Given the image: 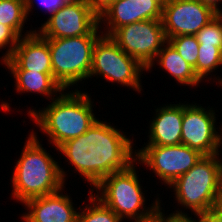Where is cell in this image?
I'll list each match as a JSON object with an SVG mask.
<instances>
[{"instance_id": "cell-1", "label": "cell", "mask_w": 222, "mask_h": 222, "mask_svg": "<svg viewBox=\"0 0 222 222\" xmlns=\"http://www.w3.org/2000/svg\"><path fill=\"white\" fill-rule=\"evenodd\" d=\"M125 133L98 118L84 134L64 142L56 151L92 190L106 176L126 170L136 161V144Z\"/></svg>"}, {"instance_id": "cell-2", "label": "cell", "mask_w": 222, "mask_h": 222, "mask_svg": "<svg viewBox=\"0 0 222 222\" xmlns=\"http://www.w3.org/2000/svg\"><path fill=\"white\" fill-rule=\"evenodd\" d=\"M30 130L19 159H15L17 162L10 179L13 189L11 197L22 204L28 199L61 190L67 185L65 181L69 177V170H64L61 163L43 147L38 131Z\"/></svg>"}, {"instance_id": "cell-3", "label": "cell", "mask_w": 222, "mask_h": 222, "mask_svg": "<svg viewBox=\"0 0 222 222\" xmlns=\"http://www.w3.org/2000/svg\"><path fill=\"white\" fill-rule=\"evenodd\" d=\"M94 101L81 89L64 90L44 108L29 107L27 114L35 127L49 137L48 144L58 149L64 142L84 134L97 121Z\"/></svg>"}, {"instance_id": "cell-4", "label": "cell", "mask_w": 222, "mask_h": 222, "mask_svg": "<svg viewBox=\"0 0 222 222\" xmlns=\"http://www.w3.org/2000/svg\"><path fill=\"white\" fill-rule=\"evenodd\" d=\"M136 165L140 166L135 161L126 170L106 176L90 190L94 192L95 189L93 195L118 215L123 222L124 219L132 220V222L152 221L162 206V200L157 196L154 201H151V204L145 205L148 204L146 203L148 201L144 192L148 190H145L140 184L142 179L139 178Z\"/></svg>"}, {"instance_id": "cell-5", "label": "cell", "mask_w": 222, "mask_h": 222, "mask_svg": "<svg viewBox=\"0 0 222 222\" xmlns=\"http://www.w3.org/2000/svg\"><path fill=\"white\" fill-rule=\"evenodd\" d=\"M168 188L173 190L171 192H174L172 194L177 206L182 208L174 207L178 210L170 213L171 215L192 216L213 209L220 202L221 195V162L217 154L203 155Z\"/></svg>"}, {"instance_id": "cell-6", "label": "cell", "mask_w": 222, "mask_h": 222, "mask_svg": "<svg viewBox=\"0 0 222 222\" xmlns=\"http://www.w3.org/2000/svg\"><path fill=\"white\" fill-rule=\"evenodd\" d=\"M101 35L98 25L89 35L48 39L52 74L64 90H78L79 82L89 79L93 47Z\"/></svg>"}, {"instance_id": "cell-7", "label": "cell", "mask_w": 222, "mask_h": 222, "mask_svg": "<svg viewBox=\"0 0 222 222\" xmlns=\"http://www.w3.org/2000/svg\"><path fill=\"white\" fill-rule=\"evenodd\" d=\"M144 71V72H143ZM146 68L143 67L136 59L127 55L117 43L106 35H101L93 47L92 65L89 78L95 77L120 84L121 87L133 89L141 93L142 78Z\"/></svg>"}, {"instance_id": "cell-8", "label": "cell", "mask_w": 222, "mask_h": 222, "mask_svg": "<svg viewBox=\"0 0 222 222\" xmlns=\"http://www.w3.org/2000/svg\"><path fill=\"white\" fill-rule=\"evenodd\" d=\"M143 147V148H142ZM136 149V161L154 173L168 187L188 172L202 157L198 150L184 144L172 146H142Z\"/></svg>"}, {"instance_id": "cell-9", "label": "cell", "mask_w": 222, "mask_h": 222, "mask_svg": "<svg viewBox=\"0 0 222 222\" xmlns=\"http://www.w3.org/2000/svg\"><path fill=\"white\" fill-rule=\"evenodd\" d=\"M110 37L146 69L168 42L162 20L137 21L118 28Z\"/></svg>"}, {"instance_id": "cell-10", "label": "cell", "mask_w": 222, "mask_h": 222, "mask_svg": "<svg viewBox=\"0 0 222 222\" xmlns=\"http://www.w3.org/2000/svg\"><path fill=\"white\" fill-rule=\"evenodd\" d=\"M99 17L88 0H70L52 13L36 30L43 38L57 39L89 35Z\"/></svg>"}, {"instance_id": "cell-11", "label": "cell", "mask_w": 222, "mask_h": 222, "mask_svg": "<svg viewBox=\"0 0 222 222\" xmlns=\"http://www.w3.org/2000/svg\"><path fill=\"white\" fill-rule=\"evenodd\" d=\"M184 102L181 144L198 150L203 155L217 154L220 125L216 122L215 108L210 105L203 107L195 101L192 104Z\"/></svg>"}, {"instance_id": "cell-12", "label": "cell", "mask_w": 222, "mask_h": 222, "mask_svg": "<svg viewBox=\"0 0 222 222\" xmlns=\"http://www.w3.org/2000/svg\"><path fill=\"white\" fill-rule=\"evenodd\" d=\"M218 14L197 0H168L163 6L162 24L167 37L196 35Z\"/></svg>"}, {"instance_id": "cell-13", "label": "cell", "mask_w": 222, "mask_h": 222, "mask_svg": "<svg viewBox=\"0 0 222 222\" xmlns=\"http://www.w3.org/2000/svg\"><path fill=\"white\" fill-rule=\"evenodd\" d=\"M162 11L155 0H116L98 15L99 27L103 35L111 36L118 28L137 21L161 20Z\"/></svg>"}, {"instance_id": "cell-14", "label": "cell", "mask_w": 222, "mask_h": 222, "mask_svg": "<svg viewBox=\"0 0 222 222\" xmlns=\"http://www.w3.org/2000/svg\"><path fill=\"white\" fill-rule=\"evenodd\" d=\"M65 188L61 190L28 199L22 205L26 212L21 214L23 222H76L78 208Z\"/></svg>"}, {"instance_id": "cell-15", "label": "cell", "mask_w": 222, "mask_h": 222, "mask_svg": "<svg viewBox=\"0 0 222 222\" xmlns=\"http://www.w3.org/2000/svg\"><path fill=\"white\" fill-rule=\"evenodd\" d=\"M3 64L5 69L52 73L48 39L43 38L36 30L32 34L22 36L11 56L1 63Z\"/></svg>"}, {"instance_id": "cell-16", "label": "cell", "mask_w": 222, "mask_h": 222, "mask_svg": "<svg viewBox=\"0 0 222 222\" xmlns=\"http://www.w3.org/2000/svg\"><path fill=\"white\" fill-rule=\"evenodd\" d=\"M149 121L148 141L143 146H172L181 144L183 103L157 107Z\"/></svg>"}, {"instance_id": "cell-17", "label": "cell", "mask_w": 222, "mask_h": 222, "mask_svg": "<svg viewBox=\"0 0 222 222\" xmlns=\"http://www.w3.org/2000/svg\"><path fill=\"white\" fill-rule=\"evenodd\" d=\"M155 65H158L162 71L169 74L174 78L179 86H190L193 88L200 87L202 81L197 77L193 67H191L173 48V46L167 42L163 48L158 52L154 61L146 69V73L152 72Z\"/></svg>"}, {"instance_id": "cell-18", "label": "cell", "mask_w": 222, "mask_h": 222, "mask_svg": "<svg viewBox=\"0 0 222 222\" xmlns=\"http://www.w3.org/2000/svg\"><path fill=\"white\" fill-rule=\"evenodd\" d=\"M13 77L16 93L38 94L45 96L48 100L57 98L64 89L54 79L52 73H39L35 71H27L23 69H6Z\"/></svg>"}, {"instance_id": "cell-19", "label": "cell", "mask_w": 222, "mask_h": 222, "mask_svg": "<svg viewBox=\"0 0 222 222\" xmlns=\"http://www.w3.org/2000/svg\"><path fill=\"white\" fill-rule=\"evenodd\" d=\"M27 17L25 0H0V24L11 27L20 37L32 34L37 28L25 30ZM34 29V30H33ZM26 32H25V31Z\"/></svg>"}, {"instance_id": "cell-20", "label": "cell", "mask_w": 222, "mask_h": 222, "mask_svg": "<svg viewBox=\"0 0 222 222\" xmlns=\"http://www.w3.org/2000/svg\"><path fill=\"white\" fill-rule=\"evenodd\" d=\"M220 66L222 67V50L220 48L215 46H199L196 66L193 69L202 82L208 81L209 83L210 80V83L217 82L221 76L218 75L216 77V74H213V72L216 73L217 69L221 68Z\"/></svg>"}, {"instance_id": "cell-21", "label": "cell", "mask_w": 222, "mask_h": 222, "mask_svg": "<svg viewBox=\"0 0 222 222\" xmlns=\"http://www.w3.org/2000/svg\"><path fill=\"white\" fill-rule=\"evenodd\" d=\"M88 203L83 200L84 206L80 205L76 217V222H122L123 220L116 215L109 207L104 205L93 192L87 194ZM86 202V203H85ZM81 211V212H80Z\"/></svg>"}, {"instance_id": "cell-22", "label": "cell", "mask_w": 222, "mask_h": 222, "mask_svg": "<svg viewBox=\"0 0 222 222\" xmlns=\"http://www.w3.org/2000/svg\"><path fill=\"white\" fill-rule=\"evenodd\" d=\"M168 42L191 67L194 68L196 66L199 43L195 35H178L169 38Z\"/></svg>"}, {"instance_id": "cell-23", "label": "cell", "mask_w": 222, "mask_h": 222, "mask_svg": "<svg viewBox=\"0 0 222 222\" xmlns=\"http://www.w3.org/2000/svg\"><path fill=\"white\" fill-rule=\"evenodd\" d=\"M199 46H215L222 50V14H218L195 35Z\"/></svg>"}, {"instance_id": "cell-24", "label": "cell", "mask_w": 222, "mask_h": 222, "mask_svg": "<svg viewBox=\"0 0 222 222\" xmlns=\"http://www.w3.org/2000/svg\"><path fill=\"white\" fill-rule=\"evenodd\" d=\"M20 38L21 37L11 27L0 24V52L2 49L5 50L2 54L3 56H0V63L11 56Z\"/></svg>"}, {"instance_id": "cell-25", "label": "cell", "mask_w": 222, "mask_h": 222, "mask_svg": "<svg viewBox=\"0 0 222 222\" xmlns=\"http://www.w3.org/2000/svg\"><path fill=\"white\" fill-rule=\"evenodd\" d=\"M69 1L70 0H25L27 17H30V12L33 9L35 10L36 6L34 7V5L36 4L39 5L38 7L41 11L45 10V13H48L47 15L50 16Z\"/></svg>"}, {"instance_id": "cell-26", "label": "cell", "mask_w": 222, "mask_h": 222, "mask_svg": "<svg viewBox=\"0 0 222 222\" xmlns=\"http://www.w3.org/2000/svg\"><path fill=\"white\" fill-rule=\"evenodd\" d=\"M194 218L196 222H222V218L213 209L197 213Z\"/></svg>"}, {"instance_id": "cell-27", "label": "cell", "mask_w": 222, "mask_h": 222, "mask_svg": "<svg viewBox=\"0 0 222 222\" xmlns=\"http://www.w3.org/2000/svg\"><path fill=\"white\" fill-rule=\"evenodd\" d=\"M92 8L95 12L99 15L106 7H108L111 3L115 2L116 0H88Z\"/></svg>"}, {"instance_id": "cell-28", "label": "cell", "mask_w": 222, "mask_h": 222, "mask_svg": "<svg viewBox=\"0 0 222 222\" xmlns=\"http://www.w3.org/2000/svg\"><path fill=\"white\" fill-rule=\"evenodd\" d=\"M166 215V216H165ZM164 222H196L193 216H174L171 214H165L164 211Z\"/></svg>"}, {"instance_id": "cell-29", "label": "cell", "mask_w": 222, "mask_h": 222, "mask_svg": "<svg viewBox=\"0 0 222 222\" xmlns=\"http://www.w3.org/2000/svg\"><path fill=\"white\" fill-rule=\"evenodd\" d=\"M197 1L212 8L217 14H222V8L220 6V4H222V0H197Z\"/></svg>"}, {"instance_id": "cell-30", "label": "cell", "mask_w": 222, "mask_h": 222, "mask_svg": "<svg viewBox=\"0 0 222 222\" xmlns=\"http://www.w3.org/2000/svg\"><path fill=\"white\" fill-rule=\"evenodd\" d=\"M221 126L219 127V140H218V151H217V156H218V158H219V160H220V162L222 163V158L221 157H219V156H221L222 155V122H221V124H220ZM221 146V147H220Z\"/></svg>"}, {"instance_id": "cell-31", "label": "cell", "mask_w": 222, "mask_h": 222, "mask_svg": "<svg viewBox=\"0 0 222 222\" xmlns=\"http://www.w3.org/2000/svg\"><path fill=\"white\" fill-rule=\"evenodd\" d=\"M149 222H164V208L161 207V209L157 212L155 219Z\"/></svg>"}, {"instance_id": "cell-32", "label": "cell", "mask_w": 222, "mask_h": 222, "mask_svg": "<svg viewBox=\"0 0 222 222\" xmlns=\"http://www.w3.org/2000/svg\"><path fill=\"white\" fill-rule=\"evenodd\" d=\"M213 210L222 218V202L220 201Z\"/></svg>"}, {"instance_id": "cell-33", "label": "cell", "mask_w": 222, "mask_h": 222, "mask_svg": "<svg viewBox=\"0 0 222 222\" xmlns=\"http://www.w3.org/2000/svg\"><path fill=\"white\" fill-rule=\"evenodd\" d=\"M155 1H157L163 7L168 0H155Z\"/></svg>"}, {"instance_id": "cell-34", "label": "cell", "mask_w": 222, "mask_h": 222, "mask_svg": "<svg viewBox=\"0 0 222 222\" xmlns=\"http://www.w3.org/2000/svg\"><path fill=\"white\" fill-rule=\"evenodd\" d=\"M220 201L222 202V163H221V195H220Z\"/></svg>"}, {"instance_id": "cell-35", "label": "cell", "mask_w": 222, "mask_h": 222, "mask_svg": "<svg viewBox=\"0 0 222 222\" xmlns=\"http://www.w3.org/2000/svg\"><path fill=\"white\" fill-rule=\"evenodd\" d=\"M215 84H218V87H222V78H219Z\"/></svg>"}]
</instances>
